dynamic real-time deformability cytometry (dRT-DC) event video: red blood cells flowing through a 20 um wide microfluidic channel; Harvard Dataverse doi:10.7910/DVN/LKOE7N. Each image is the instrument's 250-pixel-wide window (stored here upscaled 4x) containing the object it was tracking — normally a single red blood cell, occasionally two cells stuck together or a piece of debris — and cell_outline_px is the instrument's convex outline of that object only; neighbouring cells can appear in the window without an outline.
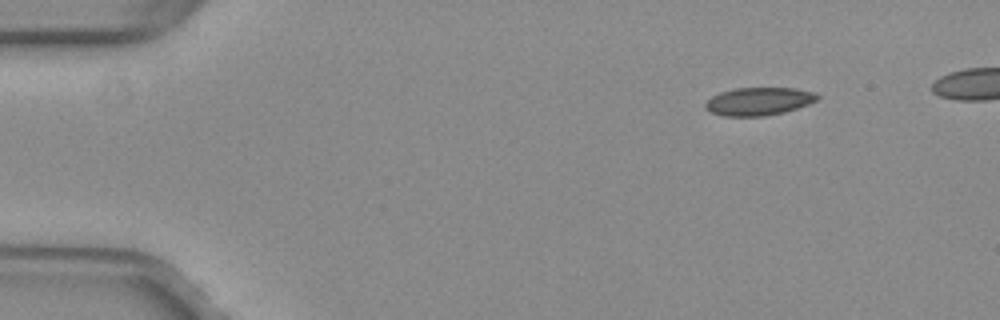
{"species": "common noctule bat (a hibernating species)", "species_latin": "Nyctalus noctula", "temperature_condition": "warm", "stored_images_in_passage": 9, "camera_frame_rate_fps": 3000, "um_per_image_px": 0.085, "animal": {"sex": "female", "body_mass_g": 29.2, "forearm_length_mm": 56.3}, "frame": {"image": 1, "passage_image": 1, "time_ms": 0.0, "image_size_px": [1000, 320], "cell_outline_px": [[820, 96], [816, 100], [808, 104], [784, 112], [764, 116], [724, 116], [708, 112], [704, 108], [704, 104], [712, 96], [720, 92], [736, 88], [796, 88], [816, 92]], "centroid_in_image_um": [64.47, 8.61], "position_along_channel_um": 20.5, "area_um2": 18.32}}